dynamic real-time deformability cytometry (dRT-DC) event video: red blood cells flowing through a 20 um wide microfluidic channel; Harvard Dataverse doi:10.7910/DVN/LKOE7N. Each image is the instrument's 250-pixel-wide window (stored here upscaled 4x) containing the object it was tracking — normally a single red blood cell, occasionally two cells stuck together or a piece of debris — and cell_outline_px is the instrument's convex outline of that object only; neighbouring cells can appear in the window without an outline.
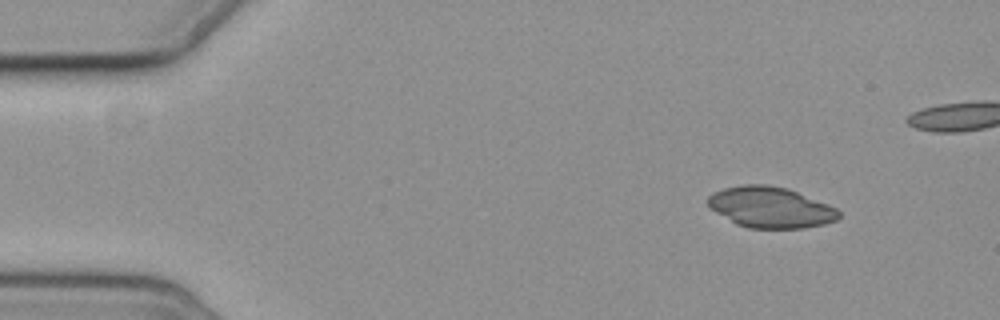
{"species": "common noctule bat (a hibernating species)", "species_latin": "Nyctalus noctula", "temperature_condition": "cold", "stored_images_in_passage": 6, "segment_of_instrument_passage": [2, 2], "camera_frame_rate_fps": 3000, "um_per_image_px": 0.085, "animal": {"sex": "female", "body_mass_g": 19.3, "forearm_length_mm": 54.1}, "frame": {"image": 1, "passage_image": 6, "time_ms": 7.333, "image_size_px": [1000, 320], "cell_outline_px": [[840, 216], [836, 220], [824, 224], [804, 228], [748, 228], [736, 224], [716, 212], [708, 204], [708, 196], [712, 192], [724, 188], [744, 184], [764, 184], [788, 188], [828, 204], [836, 208], [840, 212]], "centroid_in_image_um": [65.5, 17.62], "position_along_channel_um": 19.5, "area_um2": 31.15}}